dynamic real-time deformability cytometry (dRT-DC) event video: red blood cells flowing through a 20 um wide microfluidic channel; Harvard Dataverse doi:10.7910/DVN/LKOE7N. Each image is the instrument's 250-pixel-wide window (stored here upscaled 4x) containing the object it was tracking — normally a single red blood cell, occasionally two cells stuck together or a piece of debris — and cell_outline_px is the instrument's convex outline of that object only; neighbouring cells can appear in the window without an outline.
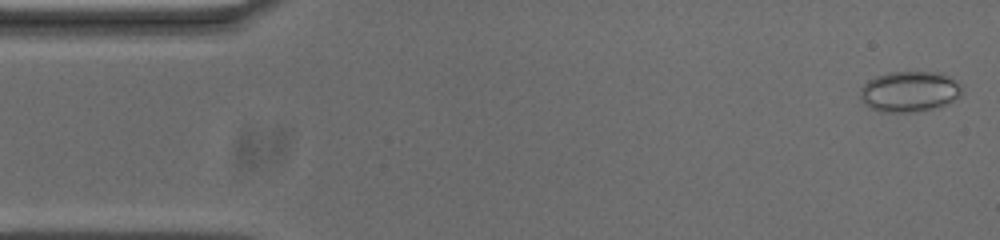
{"species": "common noctule bat (a hibernating species)", "species_latin": "Nyctalus noctula", "temperature_condition": "cold", "stored_images_in_passage": 53, "camera_frame_rate_fps": 3000, "um_per_image_px": 0.085, "animal": {"sex": "male", "body_mass_g": 20.0, "forearm_length_mm": 53.3}, "frame": {"image": 1, "passage_image": 1, "time_ms": 0.0, "image_size_px": [1000, 240], "cell_outline_px": [[960, 96], [948, 104], [936, 108], [912, 112], [880, 112], [868, 108], [860, 100], [860, 88], [868, 80], [876, 76], [888, 72], [940, 72], [948, 76], [960, 84]], "centroid_in_image_um": [77.26, 7.79], "position_along_channel_um": 7.7, "area_um2": 24.33}}
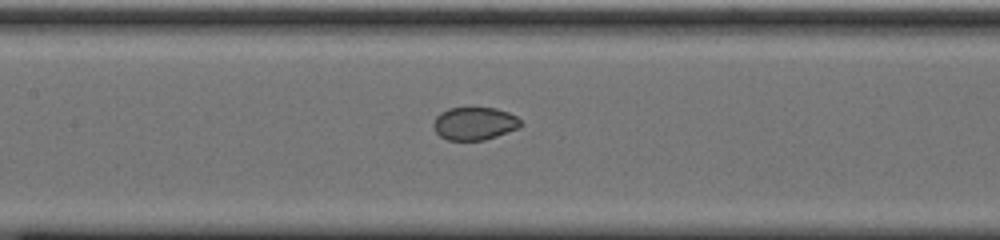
{"frame": {"image": 2, "passage_image": 23, "time_ms": 7.333, "image_size_px": [1000, 240], "cell_outline_px": [[524, 124], [520, 128], [484, 140], [448, 140], [440, 136], [436, 132], [432, 124], [436, 116], [440, 112], [448, 108], [496, 108], [508, 112], [516, 116]], "centroid_in_image_um": [40.34, 10.5], "position_along_channel_um": 167.1, "area_um2": 16.82}}
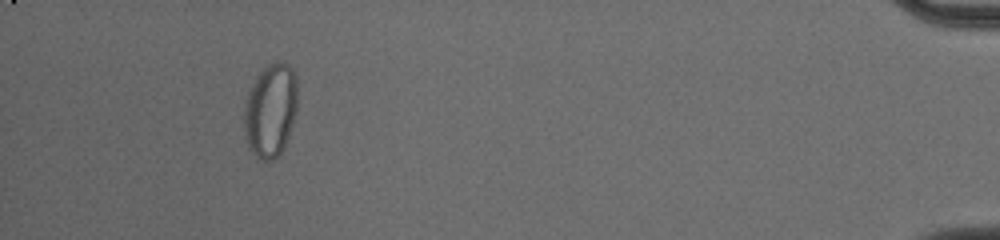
{"frame": {"image": 3, "passage_image": 49, "time_ms": 16.0, "image_size_px": [1000, 240], "cell_outline_px": [[296, 112], [284, 148], [272, 160], [260, 160], [248, 148], [244, 136], [244, 100], [256, 76], [268, 64], [280, 60], [284, 60], [292, 68], [296, 76]], "centroid_in_image_um": [22.97, 9.36], "position_along_channel_um": 412.2, "area_um2": 29.36}, "authors_computed_cell_mechanics": {"area_um2": 19.8254, "velocity_mm_per_s": 3.6982, "shape_relaxation_time_tau1_ms": null, "shape_relaxation_time_tau2_ms": 0.6109, "deformation_change_tau1": null, "deformation_change_tau2": 0.0279}}